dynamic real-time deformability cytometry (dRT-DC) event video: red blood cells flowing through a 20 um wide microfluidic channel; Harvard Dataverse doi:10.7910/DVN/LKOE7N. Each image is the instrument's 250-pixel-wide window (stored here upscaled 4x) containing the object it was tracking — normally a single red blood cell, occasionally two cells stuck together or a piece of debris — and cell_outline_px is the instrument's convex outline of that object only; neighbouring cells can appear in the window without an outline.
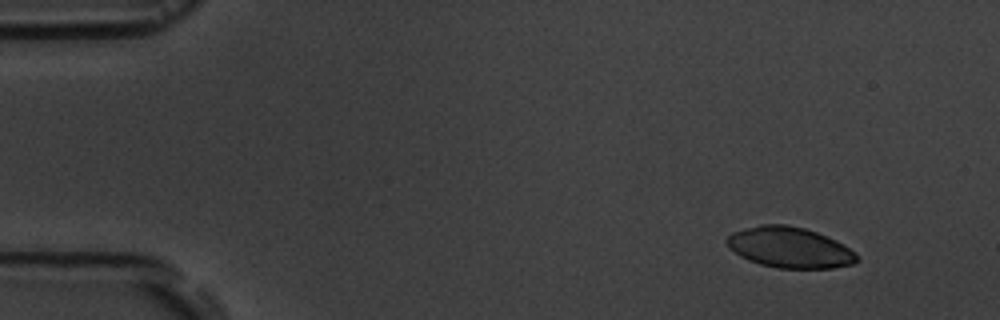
{"species": "common noctule bat (a hibernating species)", "species_latin": "Nyctalus noctula", "temperature_condition": "room temperature", "stored_images_in_passage": 4, "camera_frame_rate_fps": 3000, "um_per_image_px": 0.085, "animal": {"sex": "male", "body_mass_g": 19.5, "forearm_length_mm": 54.6}, "frame": {"image": 1, "passage_image": 1, "time_ms": 0.0, "image_size_px": [1000, 320], "cell_outline_px": [[860, 260], [852, 264], [832, 268], [780, 268], [760, 264], [748, 260], [740, 256], [724, 240], [732, 232], [760, 224], [788, 224], [804, 228], [816, 232], [836, 240], [856, 252], [860, 256]], "centroid_in_image_um": [67.16, 21.03], "position_along_channel_um": 17.8, "area_um2": 30.87}}